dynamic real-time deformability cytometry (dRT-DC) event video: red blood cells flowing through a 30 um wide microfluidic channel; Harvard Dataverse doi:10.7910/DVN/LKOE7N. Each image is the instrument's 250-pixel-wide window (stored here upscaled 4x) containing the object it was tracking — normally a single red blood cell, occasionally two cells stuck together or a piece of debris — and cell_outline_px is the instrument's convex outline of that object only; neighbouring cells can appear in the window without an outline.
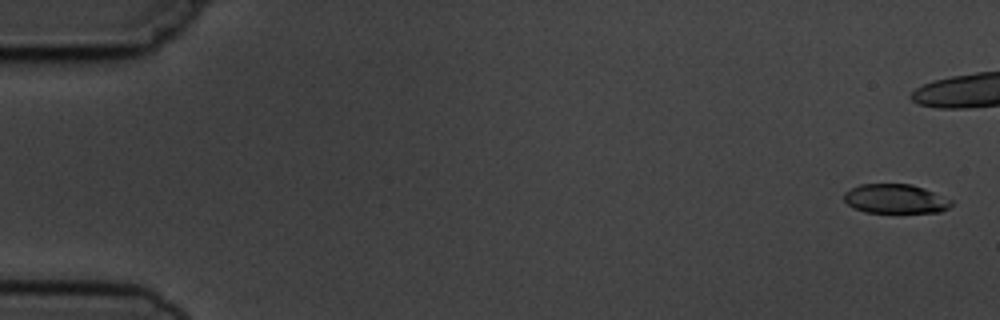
{"species": "common noctule bat (a hibernating species)", "species_latin": "Nyctalus noctula", "temperature_condition": "cold", "stored_images_in_passage": 11, "camera_frame_rate_fps": 3000, "um_per_image_px": 0.085, "animal": {"sex": "male", "body_mass_g": 19.5, "forearm_length_mm": 54.6}, "frame": {"image": 1, "passage_image": 1, "time_ms": 0.0, "image_size_px": [1000, 320], "cell_outline_px": [[952, 204], [948, 208], [940, 212], [864, 212], [852, 208], [844, 200], [844, 192], [860, 184], [912, 184], [924, 188], [952, 200]], "centroid_in_image_um": [76.09, 16.9], "position_along_channel_um": 8.9, "area_um2": 18.26}}